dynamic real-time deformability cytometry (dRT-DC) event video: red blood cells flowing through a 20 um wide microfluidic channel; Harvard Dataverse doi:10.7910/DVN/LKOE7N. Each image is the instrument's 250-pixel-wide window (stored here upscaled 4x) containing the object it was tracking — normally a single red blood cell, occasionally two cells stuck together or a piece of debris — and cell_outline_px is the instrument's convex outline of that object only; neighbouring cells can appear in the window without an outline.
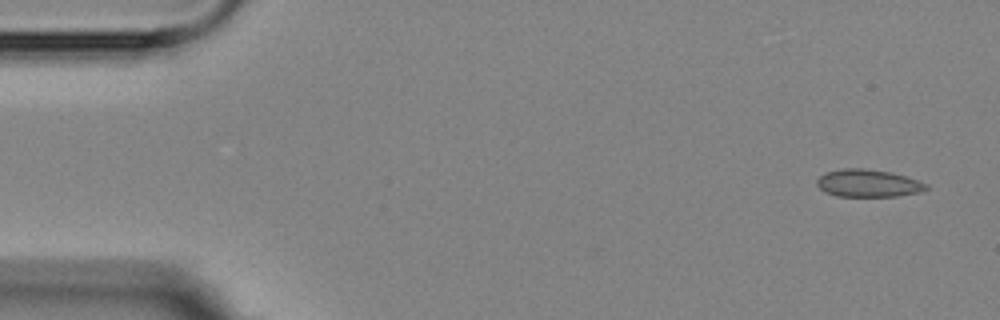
{"species": "Egyptian fruit bat (a non-hibernating species)", "species_latin": "Rousettus aegyptiacus", "temperature_condition": "room temperature", "stored_images_in_passage": 7, "camera_frame_rate_fps": 3000, "um_per_image_px": 0.085, "animal": {"sex": "female"}, "frame": {"image": 1, "passage_image": 1, "time_ms": 0.0, "image_size_px": [1000, 320], "cell_outline_px": [[928, 188], [920, 192], [896, 196], [836, 196], [824, 192], [816, 184], [816, 180], [824, 172], [844, 168], [860, 168], [892, 172], [908, 176], [928, 184]], "centroid_in_image_um": [73.78, 15.57], "position_along_channel_um": 11.2, "area_um2": 17.69}}
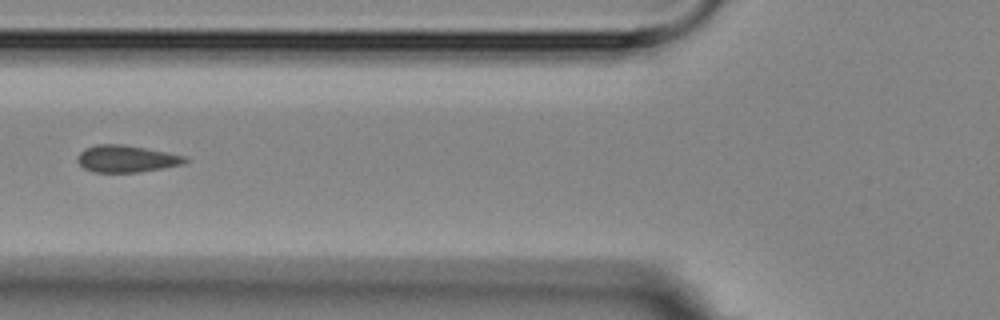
{"frame": {"image": 2, "passage_image": 6, "time_ms": 6.0, "image_size_px": [1000, 320], "cell_outline_px": [[188, 160], [184, 164], [136, 172], [96, 172], [84, 168], [76, 160], [76, 156], [84, 148], [96, 144], [124, 144], [168, 152], [188, 156]], "centroid_in_image_um": [10.74, 13.48], "position_along_channel_um": 115.1, "area_um2": 16.99}}
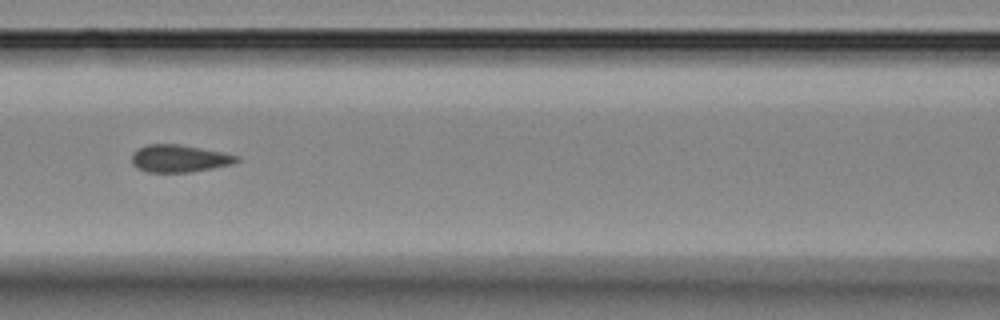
{"frame": {"image": 3, "passage_image": 7, "time_ms": 7.0, "image_size_px": [1000, 320], "cell_outline_px": [[240, 160], [232, 164], [212, 168], [188, 172], [148, 172], [136, 168], [132, 164], [132, 152], [148, 144], [176, 144], [200, 148], [240, 156]], "centroid_in_image_um": [15.21, 13.48], "position_along_channel_um": 151.4, "area_um2": 16.59}}